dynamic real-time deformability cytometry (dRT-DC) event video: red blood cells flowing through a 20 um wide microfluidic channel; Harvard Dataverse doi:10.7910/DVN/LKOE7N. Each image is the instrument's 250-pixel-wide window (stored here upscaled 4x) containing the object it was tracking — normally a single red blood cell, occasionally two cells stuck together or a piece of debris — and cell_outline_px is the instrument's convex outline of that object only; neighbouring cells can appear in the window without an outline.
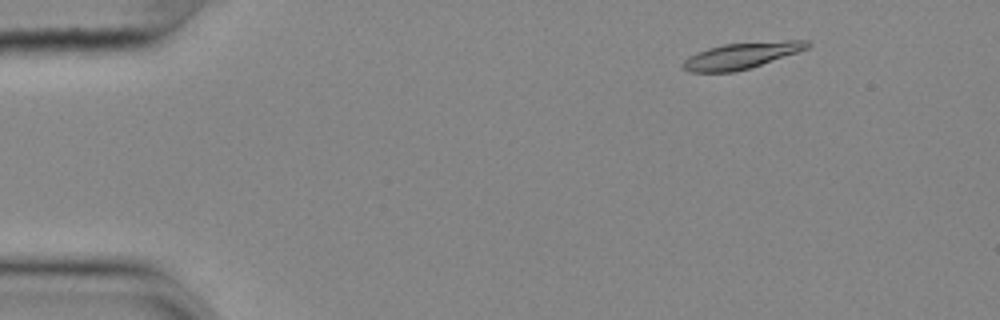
{"species": "common noctule bat (a hibernating species)", "species_latin": "Nyctalus noctula", "temperature_condition": "cold", "stored_images_in_passage": 55, "camera_frame_rate_fps": 3000, "um_per_image_px": 0.085, "animal": {"sex": "female", "body_mass_g": 25.1}, "frame": {"image": 1, "passage_image": 6, "time_ms": 1.667, "image_size_px": [1000, 320], "cell_outline_px": [[812, 44], [808, 48], [752, 68], [732, 72], [688, 72], [680, 64], [688, 56], [696, 52], [708, 48], [724, 44], [788, 40], [808, 40]], "centroid_in_image_um": [63.0, 4.73], "position_along_channel_um": 22.0, "area_um2": 19.07}}
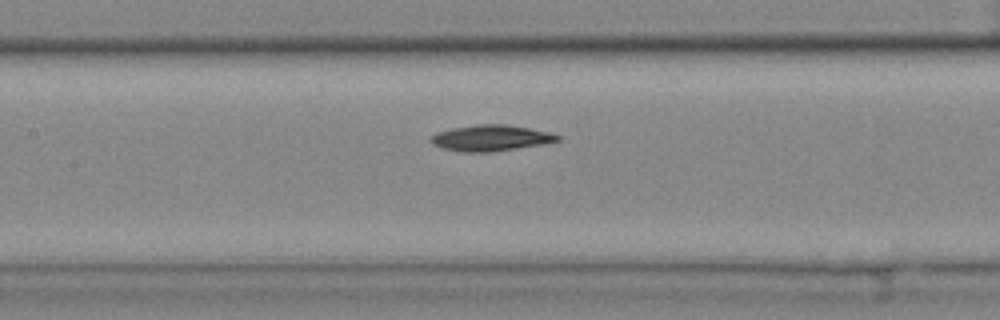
{"frame": {"image": 2, "passage_image": 25, "time_ms": 8.0, "image_size_px": [1000, 320], "cell_outline_px": [[560, 140], [544, 144], [488, 152], [460, 152], [440, 148], [432, 144], [428, 140], [432, 136], [440, 132], [452, 128], [476, 124], [504, 124], [552, 132], [560, 136]], "centroid_in_image_um": [41.71, 11.73], "position_along_channel_um": 165.7, "area_um2": 19.19}}
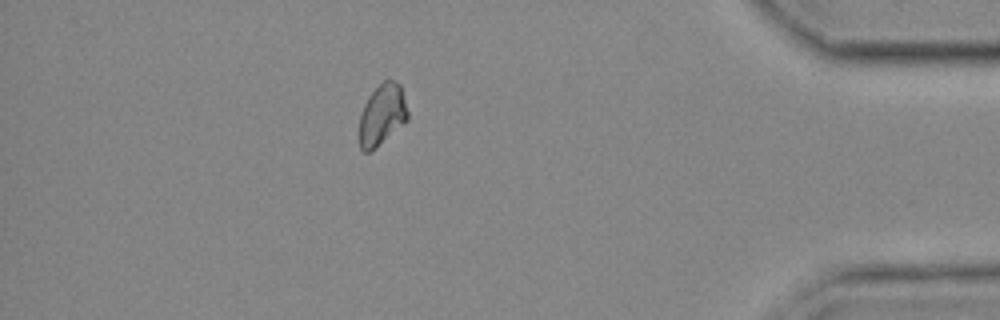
{"frame": {"image": 3, "passage_image": 48, "time_ms": 15.667, "image_size_px": [1000, 320], "cell_outline_px": [[408, 120], [372, 152], [364, 152], [360, 148], [360, 116], [364, 104], [368, 96], [388, 76], [396, 80], [400, 84], [408, 112]], "centroid_in_image_um": [32.49, 9.74], "position_along_channel_um": 402.7, "area_um2": 17.46}}